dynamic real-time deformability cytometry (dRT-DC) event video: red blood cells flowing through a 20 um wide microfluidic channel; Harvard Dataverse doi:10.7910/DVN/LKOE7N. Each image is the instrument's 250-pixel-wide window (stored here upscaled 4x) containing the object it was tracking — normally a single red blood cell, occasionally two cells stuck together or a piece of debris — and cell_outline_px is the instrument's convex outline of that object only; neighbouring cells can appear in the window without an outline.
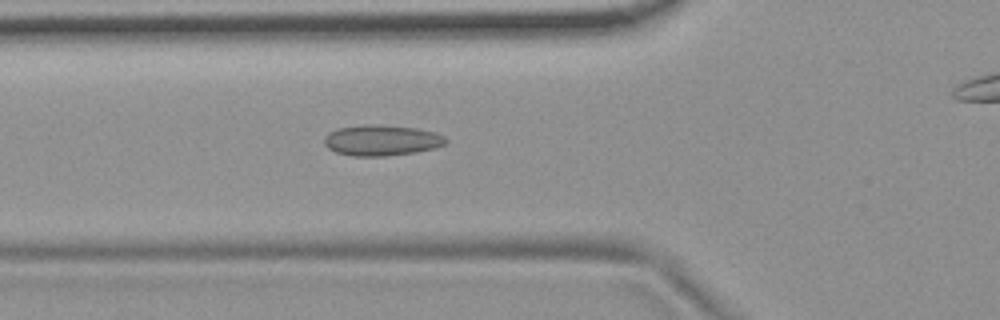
{"species": "common noctule bat (a hibernating species)", "species_latin": "Nyctalus noctula", "temperature_condition": "room temperature", "stored_images_in_passage": 43, "camera_frame_rate_fps": 3000, "um_per_image_px": 0.085, "animal": {"sex": "female", "body_mass_g": 19.9}, "frame": {"image": 1, "passage_image": 14, "time_ms": 4.333, "image_size_px": [1000, 320], "cell_outline_px": [[448, 140], [444, 144], [436, 148], [412, 152], [384, 156], [352, 156], [336, 152], [328, 148], [324, 144], [324, 140], [328, 132], [336, 128], [372, 124], [416, 128], [432, 132], [444, 136]], "centroid_in_image_um": [32.4, 11.93], "position_along_channel_um": 93.4, "area_um2": 21.56}}
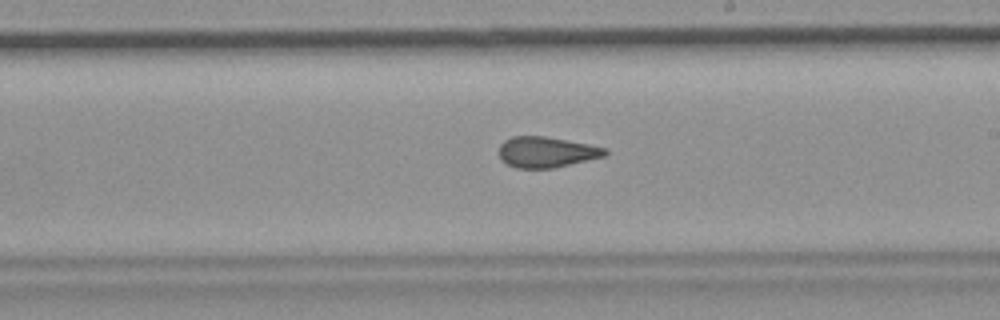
{"frame": {"image": 2, "passage_image": 26, "time_ms": 8.333, "image_size_px": [1000, 320], "cell_outline_px": [[608, 152], [604, 156], [552, 168], [516, 168], [500, 160], [500, 144], [504, 140], [512, 136], [544, 136], [588, 144], [608, 148]], "centroid_in_image_um": [46.43, 12.92], "position_along_channel_um": 242.6, "area_um2": 18.84}}
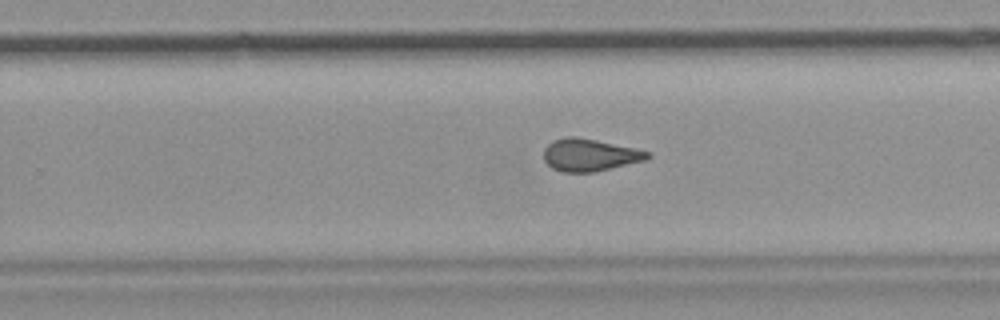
{"frame": {"image": 3, "passage_image": 29, "time_ms": 9.333, "image_size_px": [1000, 320], "cell_outline_px": [[652, 156], [644, 160], [592, 172], [560, 172], [552, 168], [544, 160], [544, 148], [552, 140], [564, 136], [576, 136], [596, 140], [632, 148], [648, 152]], "centroid_in_image_um": [50.04, 13.16], "position_along_channel_um": 279.8, "area_um2": 19.31}, "authors_computed_cell_mechanics": {"area_um2": 19.8832, "velocity_mm_per_s": 3.7249, "shape_relaxation_time_tau1_ms": null, "shape_relaxation_time_tau2_ms": 1.6268, "deformation_change_tau1": null, "deformation_change_tau2": 0.0858}}